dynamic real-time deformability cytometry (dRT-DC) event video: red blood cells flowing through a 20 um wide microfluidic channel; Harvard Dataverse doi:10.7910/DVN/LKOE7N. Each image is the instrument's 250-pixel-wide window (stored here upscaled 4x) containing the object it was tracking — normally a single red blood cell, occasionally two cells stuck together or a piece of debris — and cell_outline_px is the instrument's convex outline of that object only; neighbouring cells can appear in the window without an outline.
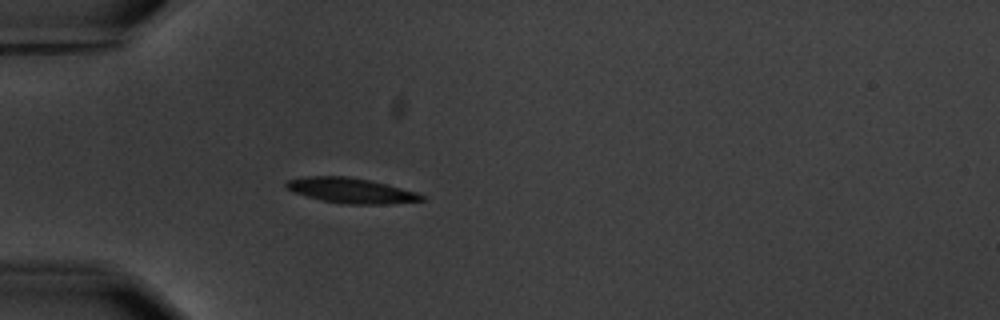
{"species": "common noctule bat (a hibernating species)", "species_latin": "Nyctalus noctula", "temperature_condition": "warm", "stored_images_in_passage": 1, "camera_frame_rate_fps": 3000, "um_per_image_px": 0.085, "animal": {"sex": "male", "body_mass_g": 20.1, "forearm_length_mm": 53.5}, "frame": {"image": 1, "passage_image": 1, "time_ms": 0.0, "image_size_px": [1000, 320], "cell_outline_px": [[428, 200], [392, 204], [344, 204], [320, 200], [292, 192], [284, 188], [284, 184], [288, 180], [308, 176], [348, 176], [368, 180], [416, 192], [424, 196]], "centroid_in_image_um": [29.81, 16.21], "position_along_channel_um": 55.2, "area_um2": 19.94}}